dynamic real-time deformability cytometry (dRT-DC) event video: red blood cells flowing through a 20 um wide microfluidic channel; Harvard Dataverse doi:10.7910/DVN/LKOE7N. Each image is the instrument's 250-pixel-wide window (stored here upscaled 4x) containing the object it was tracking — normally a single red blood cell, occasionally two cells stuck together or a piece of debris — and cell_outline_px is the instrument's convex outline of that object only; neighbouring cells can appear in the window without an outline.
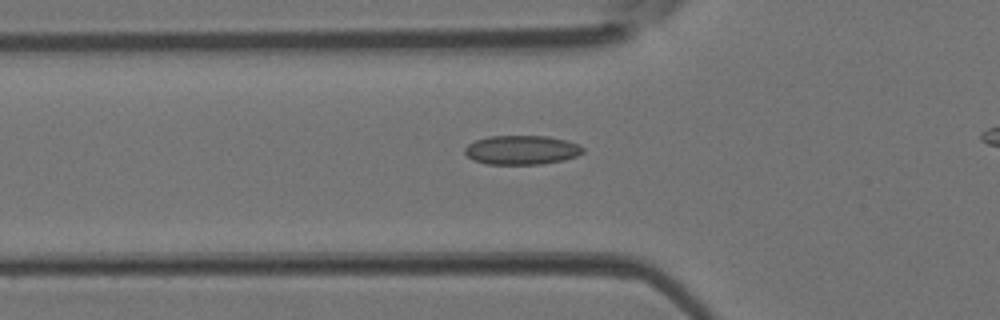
{"species": "Egyptian fruit bat (a non-hibernating species)", "species_latin": "Rousettus aegyptiacus", "temperature_condition": "room temperature", "stored_images_in_passage": 34, "camera_frame_rate_fps": 3000, "um_per_image_px": 0.085, "animal": {"sex": "female"}, "frame": {"image": 1, "passage_image": 13, "time_ms": 4.0, "image_size_px": [1000, 320], "cell_outline_px": [[584, 152], [576, 156], [564, 160], [540, 164], [488, 164], [476, 160], [468, 156], [464, 152], [464, 148], [468, 144], [476, 140], [488, 136], [548, 136], [564, 140], [576, 144], [584, 148]], "centroid_in_image_um": [44.34, 12.74], "position_along_channel_um": 81.5, "area_um2": 19.88}}
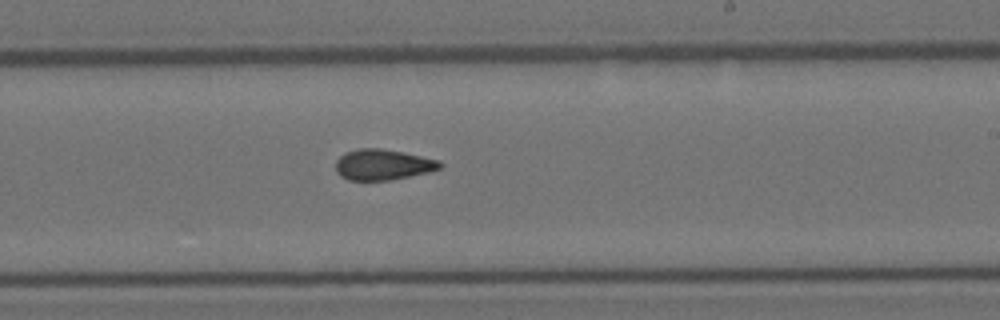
{"frame": {"image": 2, "passage_image": 24, "time_ms": 7.667, "image_size_px": [1000, 320], "cell_outline_px": [[444, 164], [440, 168], [428, 172], [388, 180], [348, 180], [340, 176], [336, 172], [336, 160], [344, 152], [360, 148], [380, 148], [440, 160]], "centroid_in_image_um": [32.51, 13.99], "position_along_channel_um": 256.5, "area_um2": 18.55}}
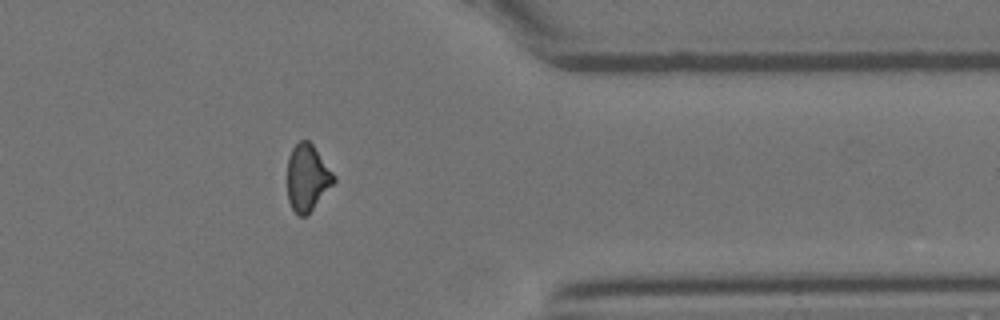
{"frame": {"image": 3, "passage_image": 33, "time_ms": 10.667, "image_size_px": [1000, 320], "cell_outline_px": [[336, 180], [312, 208], [304, 216], [300, 216], [292, 208], [288, 200], [288, 156], [292, 148], [300, 140], [308, 140], [312, 144], [336, 176]], "centroid_in_image_um": [26.11, 15.06], "position_along_channel_um": 385.3, "area_um2": 17.63}}